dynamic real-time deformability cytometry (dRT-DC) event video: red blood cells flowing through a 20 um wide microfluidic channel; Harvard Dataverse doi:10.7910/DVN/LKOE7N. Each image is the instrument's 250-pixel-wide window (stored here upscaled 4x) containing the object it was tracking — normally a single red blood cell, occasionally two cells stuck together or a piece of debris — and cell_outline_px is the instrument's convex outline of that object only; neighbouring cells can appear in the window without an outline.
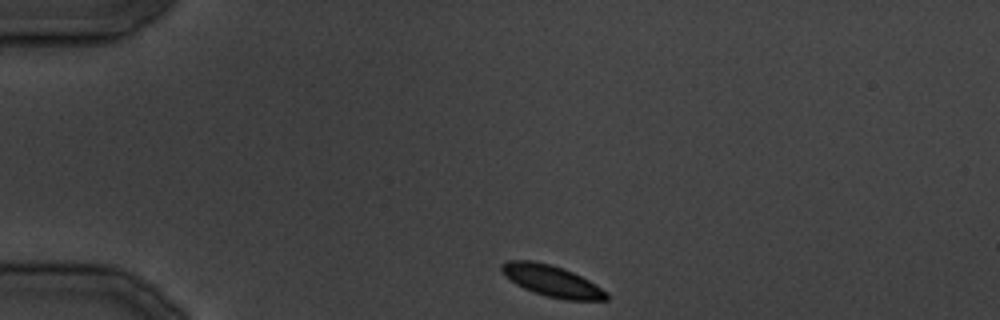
{"species": "common noctule bat (a hibernating species)", "species_latin": "Nyctalus noctula", "temperature_condition": "cold", "stored_images_in_passage": 28, "camera_frame_rate_fps": 3000, "um_per_image_px": 0.085, "animal": {"sex": "male", "body_mass_g": 19.5, "forearm_length_mm": 54.6}, "frame": {"image": 1, "passage_image": 1, "time_ms": 0.0, "image_size_px": [1000, 320], "cell_outline_px": [[608, 300], [564, 300], [548, 296], [524, 288], [516, 284], [500, 268], [500, 264], [508, 260], [532, 260], [552, 264], [564, 268], [588, 280], [608, 292]], "centroid_in_image_um": [46.94, 23.87], "position_along_channel_um": 38.1, "area_um2": 18.9}}
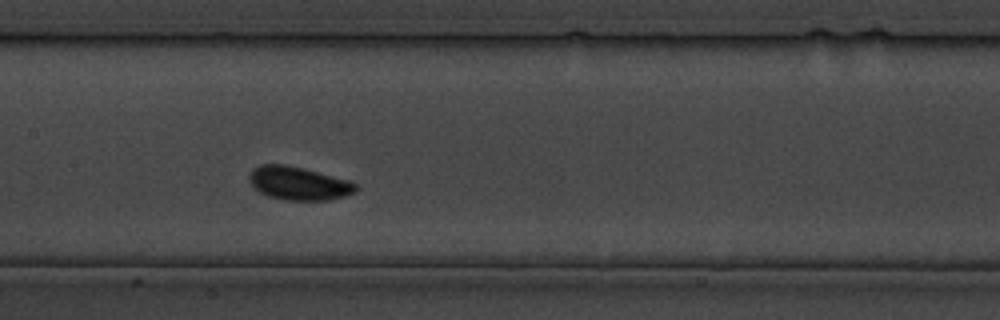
{"frame": {"image": 2, "passage_image": 11, "time_ms": 12.333, "image_size_px": [1000, 320], "cell_outline_px": [[356, 188], [352, 192], [344, 196], [328, 200], [284, 200], [268, 196], [260, 192], [248, 180], [248, 172], [252, 168], [260, 164], [284, 164], [304, 168], [348, 180], [356, 184]], "centroid_in_image_um": [25.31, 15.57], "position_along_channel_um": 182.1, "area_um2": 20.63}}
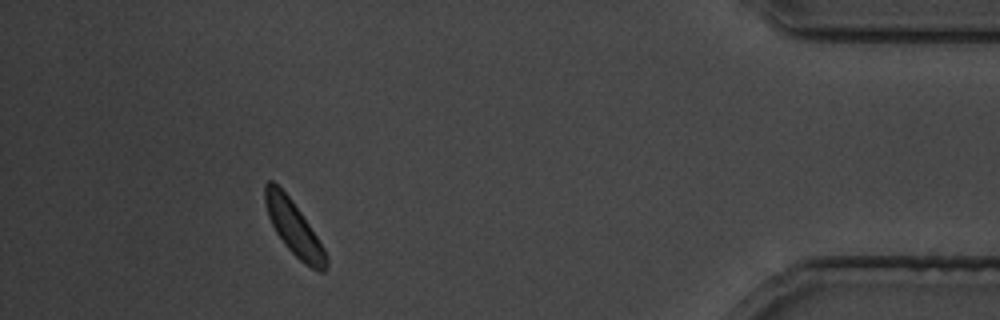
{"frame": {"image": 3, "passage_image": 26, "time_ms": 30.333, "image_size_px": [1000, 320], "cell_outline_px": [[328, 268], [324, 272], [320, 272], [304, 264], [284, 244], [276, 232], [268, 216], [264, 200], [264, 184], [268, 180], [272, 180], [292, 200], [324, 248], [328, 256]], "centroid_in_image_um": [24.98, 19.4], "position_along_channel_um": 410.2, "area_um2": 19.07}}